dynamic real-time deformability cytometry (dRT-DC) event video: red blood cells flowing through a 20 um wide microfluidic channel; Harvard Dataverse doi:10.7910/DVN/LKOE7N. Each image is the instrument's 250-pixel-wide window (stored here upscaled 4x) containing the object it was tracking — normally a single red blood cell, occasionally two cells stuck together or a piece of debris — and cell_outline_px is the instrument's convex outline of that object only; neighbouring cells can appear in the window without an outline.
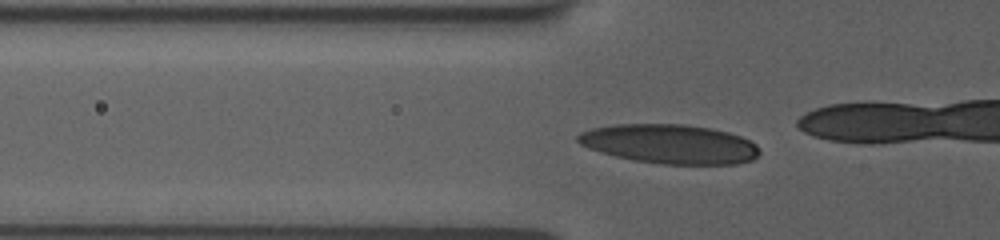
{"species": "human", "species_latin": "Homo sapiens", "temperature_condition": "room temperature", "stored_images_in_passage": 40, "camera_frame_rate_fps": 3000, "um_per_image_px": 0.085, "donor": {"sex": "female"}, "frame": {"image": 1, "passage_image": 15, "time_ms": 4.667, "image_size_px": [1000, 240], "cell_outline_px": [[760, 152], [752, 160], [736, 164], [664, 164], [636, 160], [616, 156], [600, 152], [588, 148], [580, 144], [576, 140], [576, 136], [580, 132], [592, 128], [616, 124], [684, 124], [708, 128], [728, 132], [740, 136], [756, 144]], "centroid_in_image_um": [56.9, 12.23], "position_along_channel_um": 68.9, "area_um2": 41.38}}
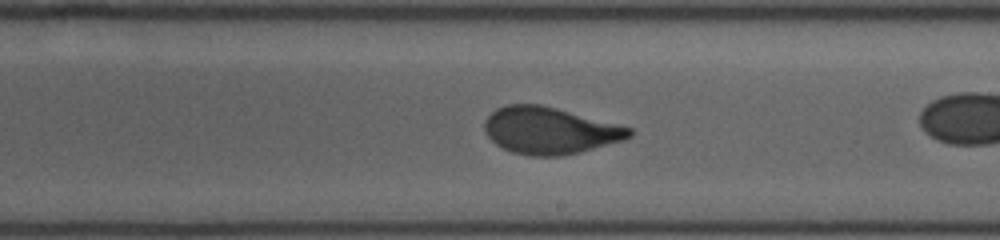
{"frame": {"image": 2, "passage_image": 29, "time_ms": 9.333, "image_size_px": [1000, 240], "cell_outline_px": [[632, 136], [624, 140], [580, 152], [560, 156], [528, 156], [512, 152], [496, 144], [488, 136], [484, 128], [484, 120], [496, 108], [508, 104], [540, 104], [556, 108], [632, 128]], "centroid_in_image_um": [46.71, 11.1], "position_along_channel_um": 242.3, "area_um2": 39.36}}
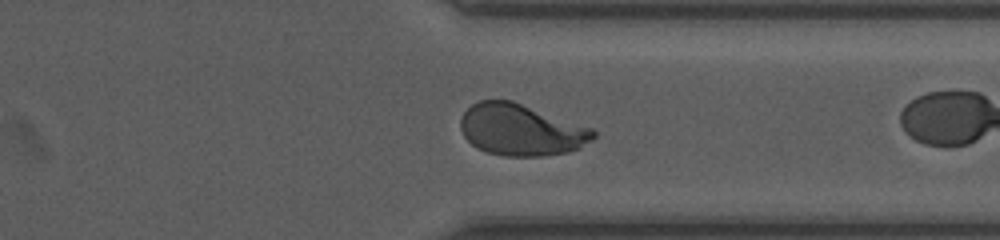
{"frame": {"image": 3, "passage_image": 39, "time_ms": 12.667, "image_size_px": [1000, 240], "cell_outline_px": [[596, 136], [592, 140], [580, 148], [568, 152], [540, 156], [504, 156], [488, 152], [476, 148], [464, 136], [460, 128], [460, 120], [464, 112], [472, 104], [480, 100], [512, 100], [592, 128], [596, 132]], "centroid_in_image_um": [44.29, 11.04], "position_along_channel_um": 367.1, "area_um2": 39.88}}